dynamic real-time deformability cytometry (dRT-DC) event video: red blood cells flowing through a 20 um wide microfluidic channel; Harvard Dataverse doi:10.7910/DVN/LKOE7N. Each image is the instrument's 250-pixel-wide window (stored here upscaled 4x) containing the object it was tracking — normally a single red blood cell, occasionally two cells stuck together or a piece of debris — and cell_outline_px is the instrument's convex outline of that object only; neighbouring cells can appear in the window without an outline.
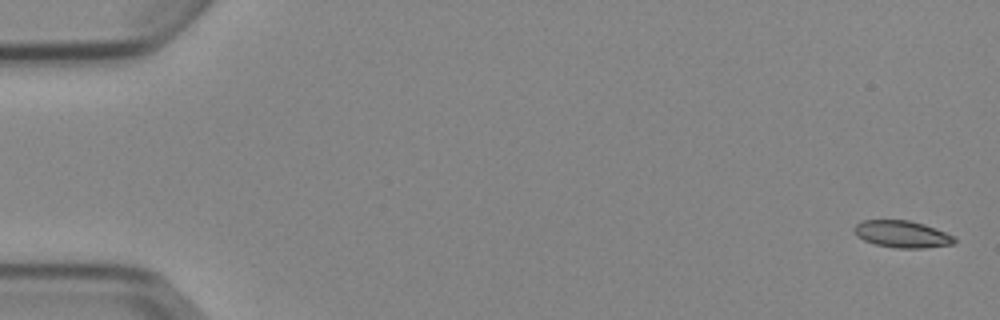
{"species": "Egyptian fruit bat (a non-hibernating species)", "species_latin": "Rousettus aegyptiacus", "temperature_condition": "cold", "stored_images_in_passage": 6, "camera_frame_rate_fps": 3000, "um_per_image_px": 0.085, "animal": {"sex": "female"}, "frame": {"image": 1, "passage_image": 1, "time_ms": 0.0, "image_size_px": [1000, 320], "cell_outline_px": [[956, 240], [952, 244], [924, 248], [896, 248], [876, 244], [864, 240], [856, 236], [856, 224], [864, 220], [908, 220], [924, 224], [956, 236]], "centroid_in_image_um": [76.72, 19.9], "position_along_channel_um": 8.3, "area_um2": 15.61}}
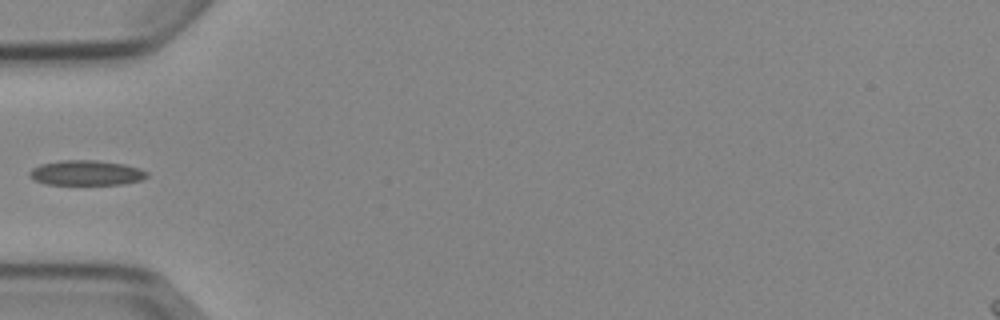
{"frame": {"image": 2, "passage_image": 5, "time_ms": 5.667, "image_size_px": [1000, 320], "cell_outline_px": [[148, 176], [140, 180], [120, 184], [44, 184], [28, 176], [28, 172], [32, 168], [40, 164], [60, 160], [96, 160], [124, 164], [140, 168], [148, 172]], "centroid_in_image_um": [7.31, 14.68], "position_along_channel_um": 77.7, "area_um2": 17.11}}
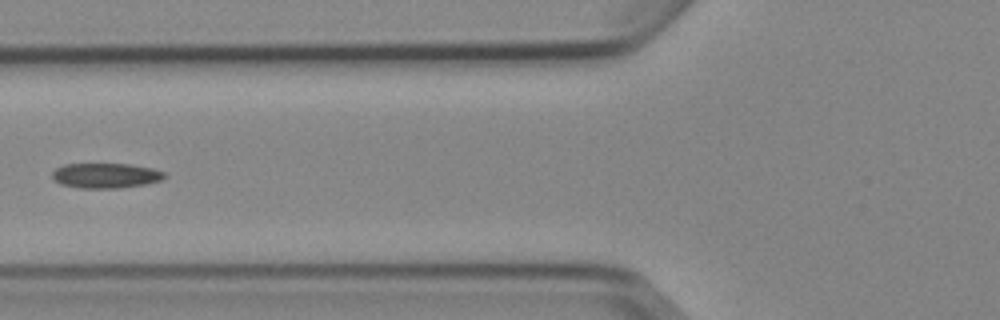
{"frame": {"image": 3, "passage_image": 6, "time_ms": 6.667, "image_size_px": [1000, 320], "cell_outline_px": [[168, 176], [160, 180], [144, 184], [116, 188], [80, 188], [60, 184], [52, 176], [52, 172], [56, 168], [64, 164], [128, 164], [152, 168], [164, 172]], "centroid_in_image_um": [8.98, 14.92], "position_along_channel_um": 116.8, "area_um2": 16.24}}